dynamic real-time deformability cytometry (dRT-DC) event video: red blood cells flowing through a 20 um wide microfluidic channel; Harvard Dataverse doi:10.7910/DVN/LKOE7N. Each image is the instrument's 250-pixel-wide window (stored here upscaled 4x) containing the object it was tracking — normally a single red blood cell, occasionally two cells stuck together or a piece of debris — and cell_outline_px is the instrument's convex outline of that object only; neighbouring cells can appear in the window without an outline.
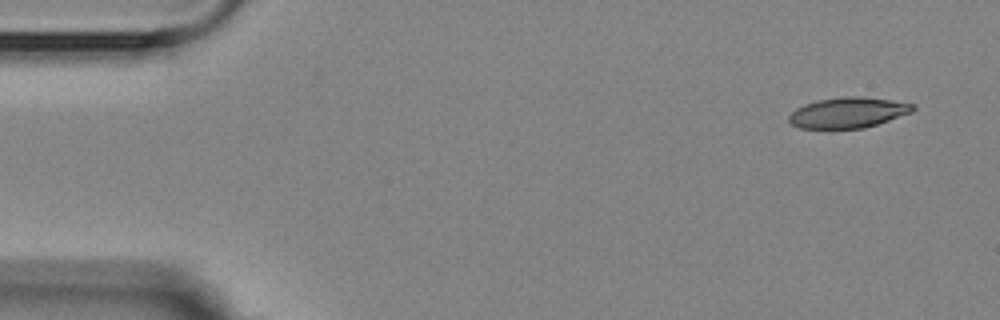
{"species": "Egyptian fruit bat (a non-hibernating species)", "species_latin": "Rousettus aegyptiacus", "temperature_condition": "room temperature", "stored_images_in_passage": 6, "camera_frame_rate_fps": 3000, "um_per_image_px": 0.085, "animal": {"sex": "female"}, "frame": {"image": 1, "passage_image": 1, "time_ms": 0.0, "image_size_px": [1000, 320], "cell_outline_px": [[916, 108], [912, 112], [864, 128], [800, 128], [792, 124], [788, 120], [788, 116], [796, 108], [804, 104], [816, 100], [844, 96], [860, 96], [892, 100], [916, 104]], "centroid_in_image_um": [72.09, 9.56], "position_along_channel_um": 12.9, "area_um2": 22.08}}
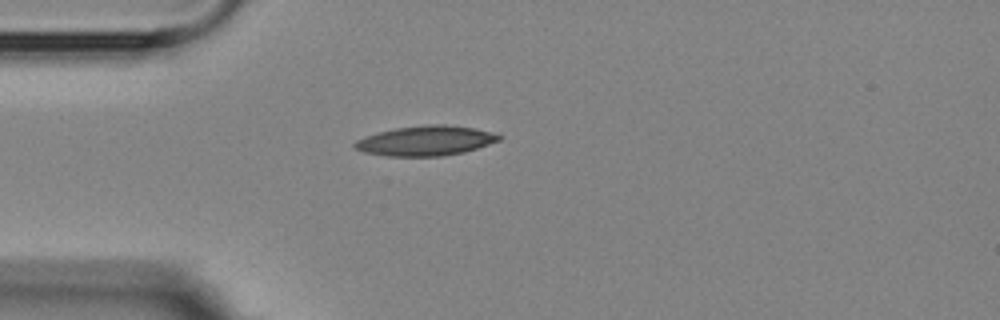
{"frame": {"image": 2, "passage_image": 4, "time_ms": 3.667, "image_size_px": [1000, 320], "cell_outline_px": [[500, 140], [464, 152], [440, 156], [388, 156], [364, 152], [352, 148], [352, 144], [356, 140], [364, 136], [396, 128], [424, 124], [444, 124], [472, 128], [492, 132], [500, 136]], "centroid_in_image_um": [36.12, 11.96], "position_along_channel_um": 48.9, "area_um2": 24.97}}